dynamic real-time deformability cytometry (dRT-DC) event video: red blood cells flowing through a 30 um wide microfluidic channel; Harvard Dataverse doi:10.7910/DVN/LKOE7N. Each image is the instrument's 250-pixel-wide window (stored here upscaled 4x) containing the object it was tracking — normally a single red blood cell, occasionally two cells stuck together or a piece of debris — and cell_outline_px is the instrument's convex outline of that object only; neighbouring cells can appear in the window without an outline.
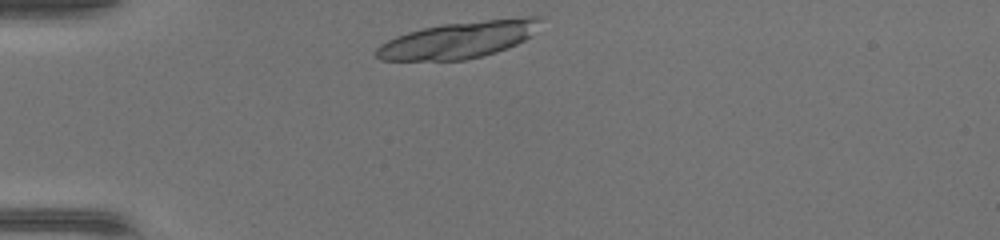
{"species": "common noctule bat (a hibernating species)", "species_latin": "Nyctalus noctula", "temperature_condition": "warm", "stored_images_in_passage": 34, "camera_frame_rate_fps": 3000, "um_per_image_px": 0.085, "animal": {"sex": "female", "body_mass_g": 17.0, "forearm_length_mm": 48.0}, "frame": {"image": 1, "passage_image": 1, "time_ms": 0.0, "image_size_px": [1000, 240], "cell_outline_px": [[540, 20], [532, 36], [516, 44], [496, 52], [464, 60], [380, 60], [376, 56], [376, 48], [380, 44], [396, 36], [408, 32], [424, 28], [444, 24], [524, 16], [540, 16]], "centroid_in_image_um": [38.99, 3.38], "position_along_channel_um": 46.0, "area_um2": 34.68}}